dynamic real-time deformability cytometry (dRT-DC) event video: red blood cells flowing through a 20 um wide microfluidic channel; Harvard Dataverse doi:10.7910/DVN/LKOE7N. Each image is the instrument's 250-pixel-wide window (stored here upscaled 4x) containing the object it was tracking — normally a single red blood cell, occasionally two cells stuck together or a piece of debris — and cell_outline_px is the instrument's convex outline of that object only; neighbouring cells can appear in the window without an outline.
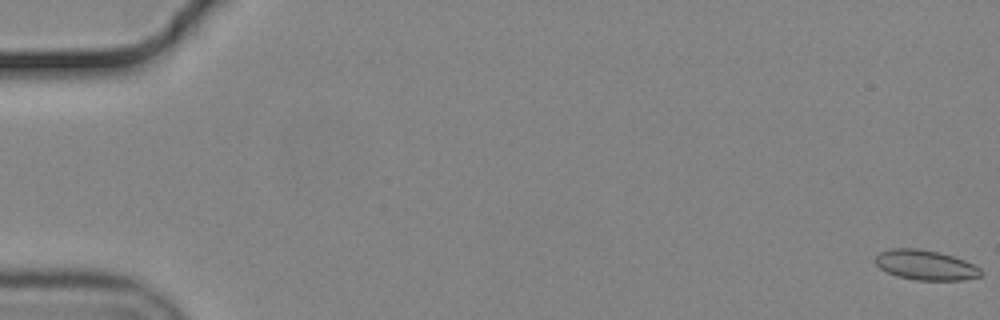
{"species": "common noctule bat (a hibernating species)", "species_latin": "Nyctalus noctula", "temperature_condition": "cold", "stored_images_in_passage": 56, "camera_frame_rate_fps": 3000, "um_per_image_px": 0.085, "animal": {"sex": "male", "body_mass_g": 19.2, "forearm_length_mm": 51.8}, "frame": {"image": 1, "passage_image": 1, "time_ms": 0.0, "image_size_px": [1000, 320], "cell_outline_px": [[984, 272], [980, 276], [964, 280], [916, 280], [896, 276], [880, 268], [876, 264], [876, 256], [880, 252], [892, 248], [920, 248], [940, 252], [964, 260], [980, 268]], "centroid_in_image_um": [78.68, 22.53], "position_along_channel_um": 6.3, "area_um2": 18.44}}
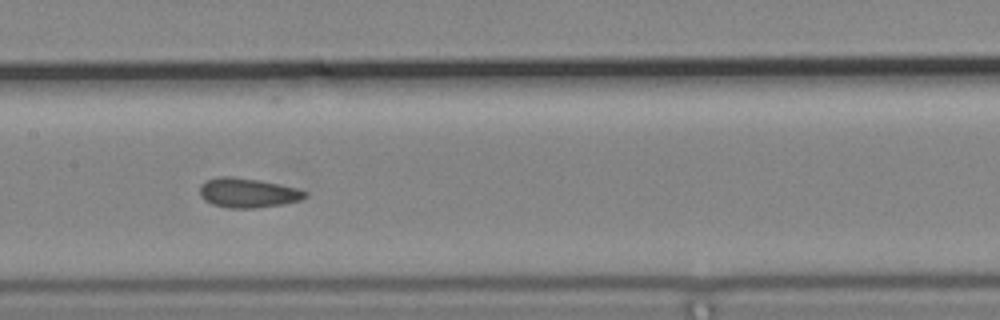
{"frame": {"image": 2, "passage_image": 29, "time_ms": 9.333, "image_size_px": [1000, 320], "cell_outline_px": [[308, 196], [300, 200], [280, 204], [256, 208], [228, 208], [212, 204], [204, 200], [200, 196], [200, 184], [204, 180], [216, 176], [232, 176], [260, 180], [296, 188], [308, 192]], "centroid_in_image_um": [21.01, 16.38], "position_along_channel_um": 186.4, "area_um2": 18.26}}
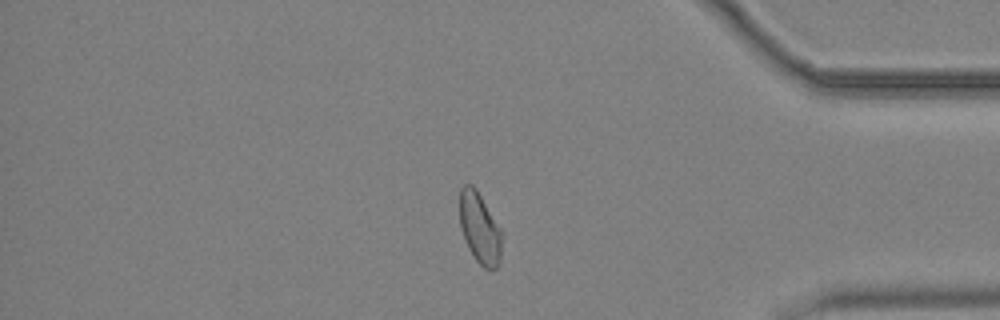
{"frame": {"image": 3, "passage_image": 48, "time_ms": 15.667, "image_size_px": [1000, 320], "cell_outline_px": [[504, 236], [500, 264], [496, 268], [484, 268], [476, 260], [468, 248], [460, 224], [460, 188], [464, 184], [472, 184], [476, 188], [500, 228]], "centroid_in_image_um": [40.81, 19.41], "position_along_channel_um": 394.4, "area_um2": 17.57}, "authors_computed_cell_mechanics": {"area_um2": 18.0047, "velocity_mm_per_s": 3.7006, "shape_relaxation_time_tau1_ms": null, "shape_relaxation_time_tau2_ms": 1.9117, "deformation_change_tau1": null, "deformation_change_tau2": 0.0777}}